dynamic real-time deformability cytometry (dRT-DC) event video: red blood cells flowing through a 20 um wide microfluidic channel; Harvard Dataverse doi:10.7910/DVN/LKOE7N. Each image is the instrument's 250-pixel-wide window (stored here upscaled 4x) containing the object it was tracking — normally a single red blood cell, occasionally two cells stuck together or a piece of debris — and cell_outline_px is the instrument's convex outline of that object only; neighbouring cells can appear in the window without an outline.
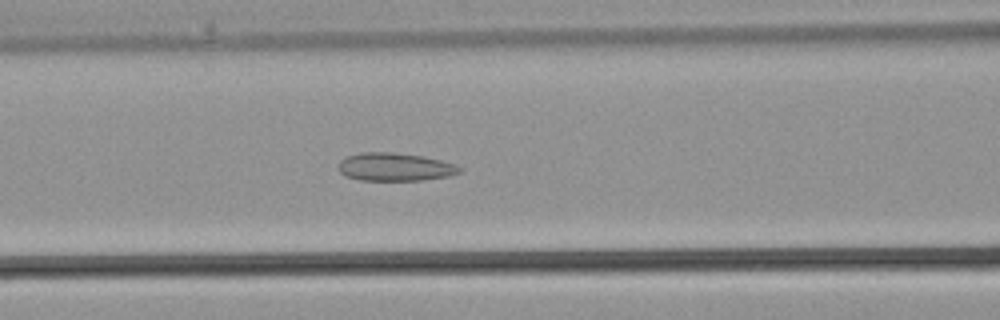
{"species": "common noctule bat (a hibernating species)", "species_latin": "Nyctalus noctula", "temperature_condition": "warm", "stored_images_in_passage": 31, "camera_frame_rate_fps": 3000, "um_per_image_px": 0.085, "animal": {"sex": "male", "body_mass_g": 21.5, "forearm_length_mm": 52.0}, "frame": {"image": 1, "passage_image": 10, "time_ms": 3.0, "image_size_px": [1000, 320], "cell_outline_px": [[464, 168], [460, 172], [448, 176], [420, 180], [360, 180], [344, 176], [340, 172], [340, 160], [348, 156], [360, 152], [392, 152], [424, 156], [440, 160]], "centroid_in_image_um": [33.56, 14.18], "position_along_channel_um": 133.0, "area_um2": 19.71}}
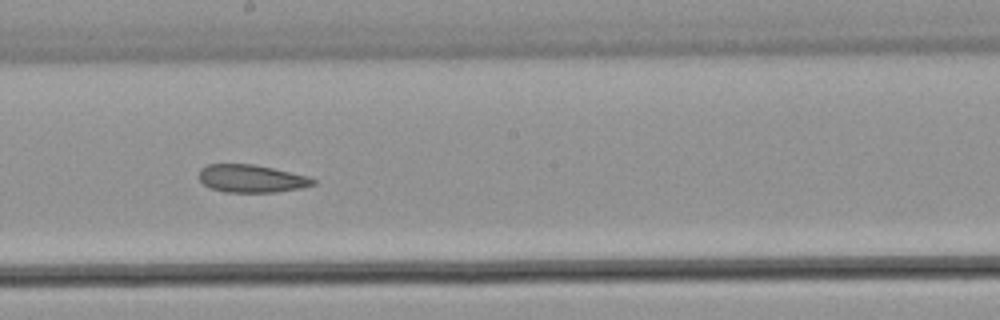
{"frame": {"image": 2, "passage_image": 15, "time_ms": 4.667, "image_size_px": [1000, 320], "cell_outline_px": [[316, 184], [300, 188], [276, 192], [224, 192], [212, 188], [204, 184], [200, 180], [200, 168], [208, 164], [252, 164], [272, 168], [308, 176], [316, 180]], "centroid_in_image_um": [21.38, 15.18], "position_along_channel_um": 226.8, "area_um2": 18.32}}
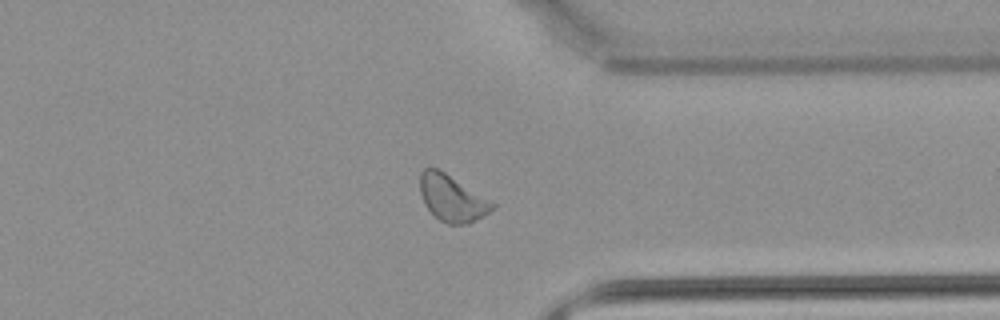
{"frame": {"image": 3, "passage_image": 23, "time_ms": 7.333, "image_size_px": [1000, 320], "cell_outline_px": [[496, 208], [484, 216], [468, 224], [448, 224], [440, 220], [424, 204], [420, 192], [420, 172], [424, 168], [436, 168], [444, 172], [496, 204]], "centroid_in_image_um": [38.43, 16.86], "position_along_channel_um": 373.0, "area_um2": 19.31}}